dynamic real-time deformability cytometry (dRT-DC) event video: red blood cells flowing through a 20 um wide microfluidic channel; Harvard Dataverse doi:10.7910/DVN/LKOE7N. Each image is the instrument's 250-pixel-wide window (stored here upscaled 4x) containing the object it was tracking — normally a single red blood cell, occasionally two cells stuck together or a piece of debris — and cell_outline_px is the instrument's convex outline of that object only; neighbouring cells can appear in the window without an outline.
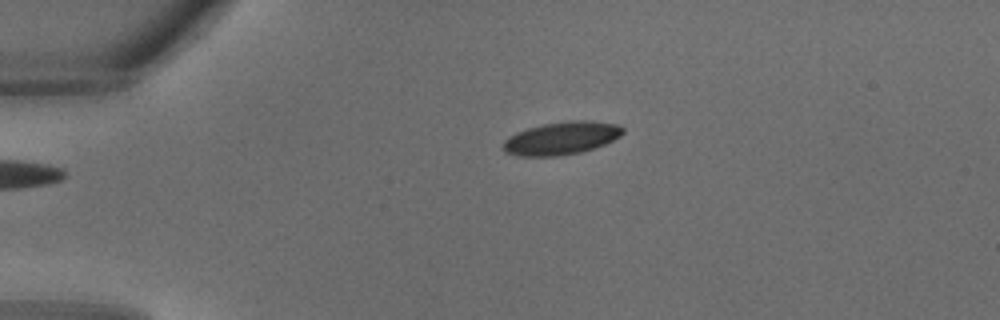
{"species": "common noctule bat (a hibernating species)", "species_latin": "Nyctalus noctula", "temperature_condition": "warm", "stored_images_in_passage": 27, "camera_frame_rate_fps": 3000, "um_per_image_px": 0.085, "animal": {"sex": "male", "body_mass_g": 18.8}, "frame": {"image": 1, "passage_image": 1, "time_ms": 0.0, "image_size_px": [1000, 320], "cell_outline_px": [[624, 132], [620, 136], [604, 144], [580, 152], [556, 156], [516, 156], [504, 152], [504, 140], [508, 136], [516, 132], [528, 128], [544, 124], [572, 120], [584, 120], [620, 124], [624, 128]], "centroid_in_image_um": [47.71, 11.74], "position_along_channel_um": 37.3, "area_um2": 22.83}}
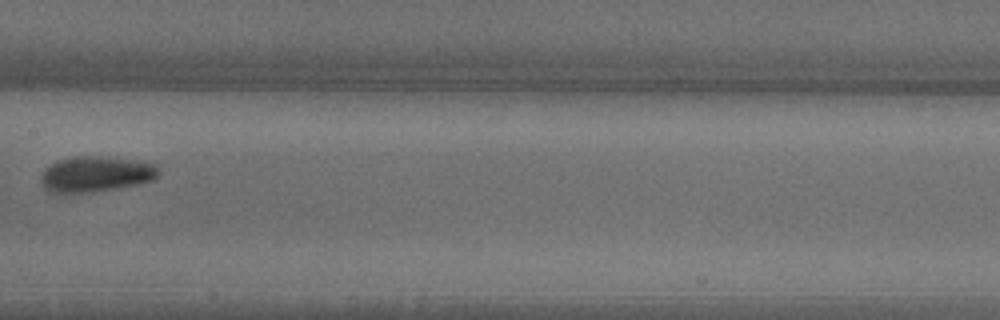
{"frame": {"image": 2, "passage_image": 11, "time_ms": 3.333, "image_size_px": [1000, 320], "cell_outline_px": [[160, 172], [152, 180], [136, 184], [116, 188], [92, 192], [64, 196], [48, 192], [44, 188], [40, 180], [40, 176], [44, 168], [56, 160], [76, 156], [100, 156], [144, 160], [156, 164]], "centroid_in_image_um": [8.08, 14.81], "position_along_channel_um": 199.3, "area_um2": 25.32}}
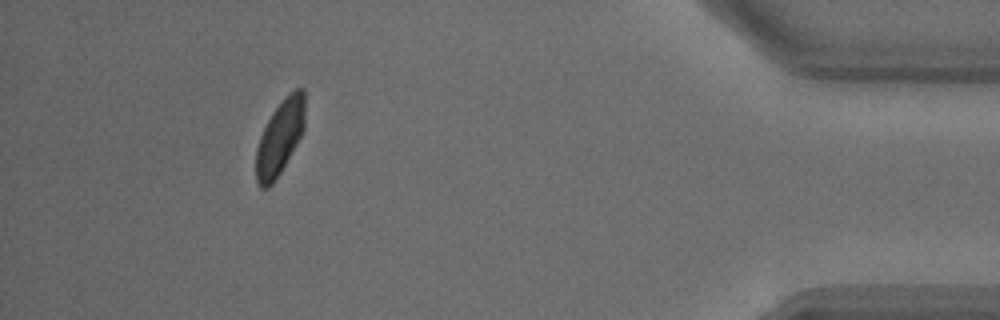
{"frame": {"image": 3, "passage_image": 24, "time_ms": 7.667, "image_size_px": [1000, 320], "cell_outline_px": [[304, 132], [280, 172], [272, 184], [268, 188], [260, 188], [256, 184], [256, 148], [260, 136], [272, 112], [296, 88], [304, 88]], "centroid_in_image_um": [23.78, 11.74], "position_along_channel_um": 411.4, "area_um2": 20.98}}